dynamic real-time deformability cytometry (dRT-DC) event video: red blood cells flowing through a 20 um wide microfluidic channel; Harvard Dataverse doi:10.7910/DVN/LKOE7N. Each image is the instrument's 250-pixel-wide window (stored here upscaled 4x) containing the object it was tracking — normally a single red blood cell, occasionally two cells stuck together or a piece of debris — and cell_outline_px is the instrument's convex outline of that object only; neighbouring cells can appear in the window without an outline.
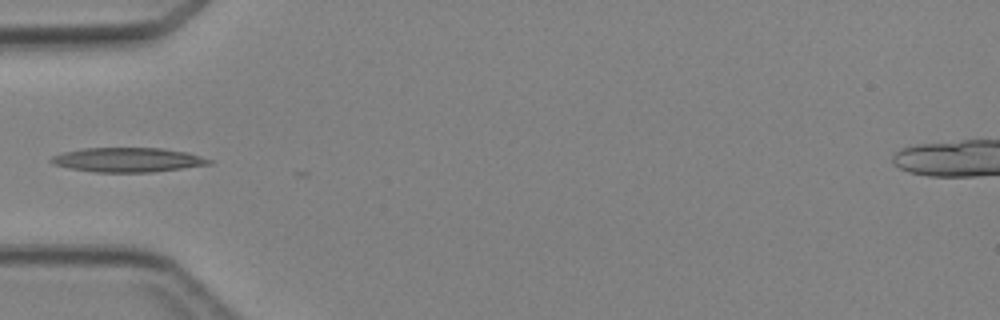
{"species": "Egyptian fruit bat (a non-hibernating species)", "species_latin": "Rousettus aegyptiacus", "temperature_condition": "cold", "stored_images_in_passage": 4, "camera_frame_rate_fps": 3000, "um_per_image_px": 0.085, "animal": {"sex": "female"}, "frame": {"image": 1, "passage_image": 4, "time_ms": 3.667, "image_size_px": [1000, 320], "cell_outline_px": [[212, 164], [152, 172], [96, 172], [68, 168], [52, 164], [48, 160], [52, 156], [64, 152], [80, 148], [164, 148], [188, 152], [212, 160]], "centroid_in_image_um": [10.84, 13.58], "position_along_channel_um": 74.2, "area_um2": 22.54}}